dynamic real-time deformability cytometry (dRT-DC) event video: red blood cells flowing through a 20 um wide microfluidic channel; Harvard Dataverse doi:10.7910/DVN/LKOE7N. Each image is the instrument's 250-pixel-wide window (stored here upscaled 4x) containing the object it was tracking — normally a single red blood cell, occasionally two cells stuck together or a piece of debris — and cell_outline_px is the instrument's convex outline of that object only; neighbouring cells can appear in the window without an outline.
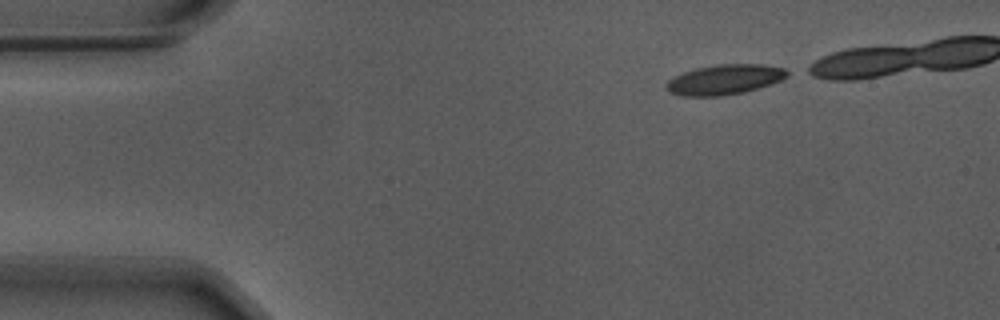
{"species": "Egyptian fruit bat (a non-hibernating species)", "species_latin": "Rousettus aegyptiacus", "temperature_condition": "warm", "stored_images_in_passage": 38, "camera_frame_rate_fps": 3000, "um_per_image_px": 0.085, "animal": {"sex": "male"}, "frame": {"image": 1, "passage_image": 1, "time_ms": 0.0, "image_size_px": [1000, 320], "cell_outline_px": [[792, 72], [788, 76], [780, 80], [744, 92], [720, 96], [684, 96], [668, 92], [664, 84], [672, 76], [696, 68], [716, 64], [764, 64], [784, 68]], "centroid_in_image_um": [61.56, 6.75], "position_along_channel_um": 23.4, "area_um2": 21.27}}
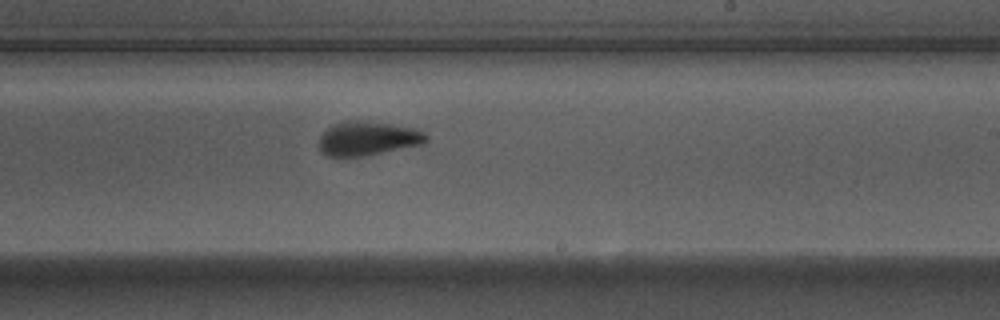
{"frame": {"image": 2, "passage_image": 26, "time_ms": 8.333, "image_size_px": [1000, 320], "cell_outline_px": [[428, 140], [424, 144], [364, 156], [328, 156], [320, 148], [320, 136], [332, 124], [348, 120], [356, 120], [392, 124], [416, 128], [424, 132], [428, 136]], "centroid_in_image_um": [31.31, 11.76], "position_along_channel_um": 257.7, "area_um2": 21.21}}
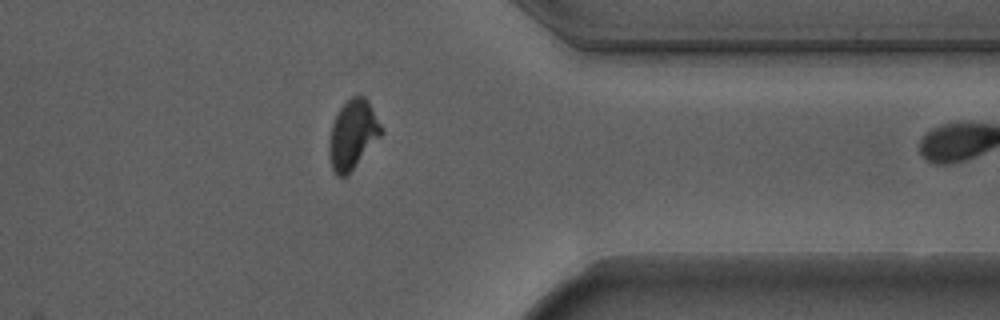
{"frame": {"image": 3, "passage_image": 37, "time_ms": 12.0, "image_size_px": [1000, 320], "cell_outline_px": [[384, 132], [348, 176], [344, 180], [336, 176], [332, 172], [328, 148], [332, 124], [340, 108], [352, 96], [364, 96], [368, 100], [384, 128]], "centroid_in_image_um": [29.99, 11.5], "position_along_channel_um": 381.4, "area_um2": 21.33}}